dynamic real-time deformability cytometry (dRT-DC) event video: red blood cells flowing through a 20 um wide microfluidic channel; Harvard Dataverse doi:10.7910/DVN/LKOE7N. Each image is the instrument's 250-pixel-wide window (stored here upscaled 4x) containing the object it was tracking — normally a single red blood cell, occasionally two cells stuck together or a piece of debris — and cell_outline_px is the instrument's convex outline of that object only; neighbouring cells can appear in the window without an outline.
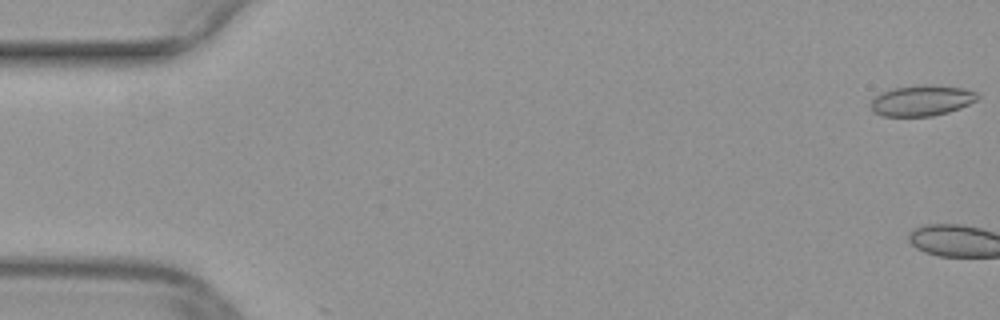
{"species": "common noctule bat (a hibernating species)", "species_latin": "Nyctalus noctula", "temperature_condition": "warm", "stored_images_in_passage": 3, "camera_frame_rate_fps": 3000, "um_per_image_px": 0.085, "animal": {"sex": "female", "body_mass_g": 29.2, "forearm_length_mm": 56.3}, "frame": {"image": 1, "passage_image": 1, "time_ms": 0.0, "image_size_px": [1000, 320], "cell_outline_px": [[980, 96], [976, 100], [960, 108], [948, 112], [932, 116], [880, 116], [872, 112], [868, 104], [872, 96], [880, 92], [892, 88], [924, 84], [964, 88], [976, 92]], "centroid_in_image_um": [78.26, 8.54], "position_along_channel_um": 6.7, "area_um2": 19.48}}